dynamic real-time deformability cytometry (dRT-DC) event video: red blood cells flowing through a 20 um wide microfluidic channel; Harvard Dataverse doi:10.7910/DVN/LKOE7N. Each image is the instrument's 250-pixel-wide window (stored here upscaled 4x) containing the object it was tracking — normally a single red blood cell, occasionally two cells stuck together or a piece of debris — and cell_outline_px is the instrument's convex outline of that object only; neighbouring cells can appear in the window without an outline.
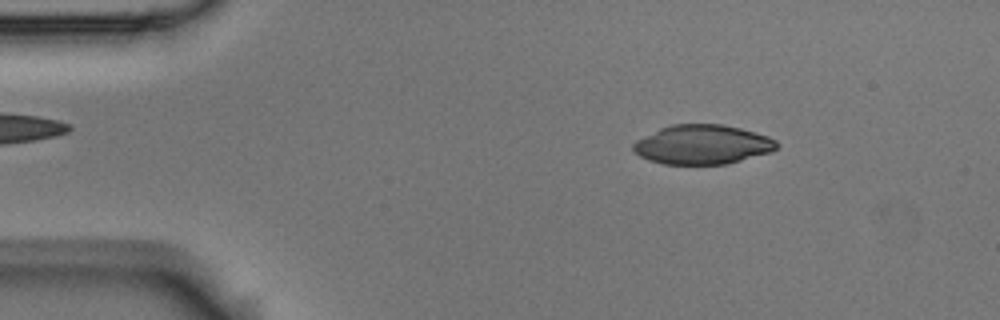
{"species": "Egyptian fruit bat (a non-hibernating species)", "species_latin": "Rousettus aegyptiacus", "temperature_condition": "room temperature", "stored_images_in_passage": 53, "camera_frame_rate_fps": 3000, "um_per_image_px": 0.085, "animal": {"sex": "male"}, "frame": {"image": 1, "passage_image": 7, "time_ms": 2.0, "image_size_px": [1000, 320], "cell_outline_px": [[780, 144], [772, 152], [724, 164], [664, 164], [648, 160], [640, 156], [632, 148], [632, 144], [636, 140], [660, 128], [672, 124], [724, 124], [740, 128], [768, 136], [776, 140]], "centroid_in_image_um": [59.71, 12.28], "position_along_channel_um": 25.3, "area_um2": 32.89}}